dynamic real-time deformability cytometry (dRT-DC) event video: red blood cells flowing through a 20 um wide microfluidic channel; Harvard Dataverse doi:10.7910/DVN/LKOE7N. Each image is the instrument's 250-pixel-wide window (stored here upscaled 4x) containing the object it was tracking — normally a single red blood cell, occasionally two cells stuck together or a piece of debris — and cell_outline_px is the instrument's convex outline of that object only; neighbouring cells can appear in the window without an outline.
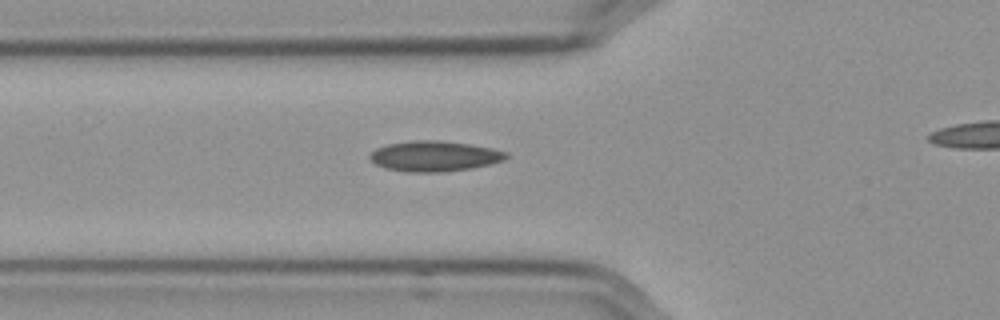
{"species": "Egyptian fruit bat (a non-hibernating species)", "species_latin": "Rousettus aegyptiacus", "temperature_condition": "cold", "stored_images_in_passage": 32, "camera_frame_rate_fps": 3000, "um_per_image_px": 0.085, "frame": {"image": 1, "passage_image": 2, "time_ms": 0.333, "image_size_px": [1000, 320], "cell_outline_px": [[508, 156], [504, 160], [472, 168], [440, 172], [404, 172], [384, 168], [376, 164], [368, 156], [376, 148], [388, 144], [412, 140], [440, 140], [472, 144], [492, 148], [508, 152]], "centroid_in_image_um": [36.92, 13.27], "position_along_channel_um": 88.9, "area_um2": 24.28}}
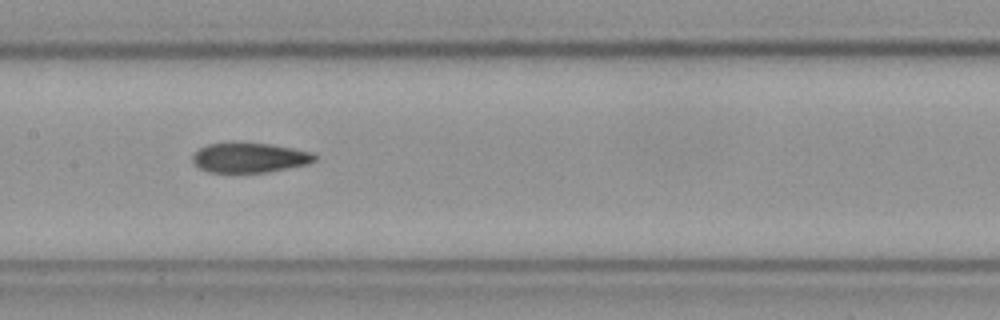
{"frame": {"image": 2, "passage_image": 10, "time_ms": 3.0, "image_size_px": [1000, 320], "cell_outline_px": [[316, 160], [308, 164], [268, 172], [208, 172], [200, 168], [192, 160], [192, 156], [200, 148], [208, 144], [232, 140], [236, 140], [272, 144], [312, 152], [316, 156]], "centroid_in_image_um": [21.2, 13.36], "position_along_channel_um": 186.2, "area_um2": 21.73}}
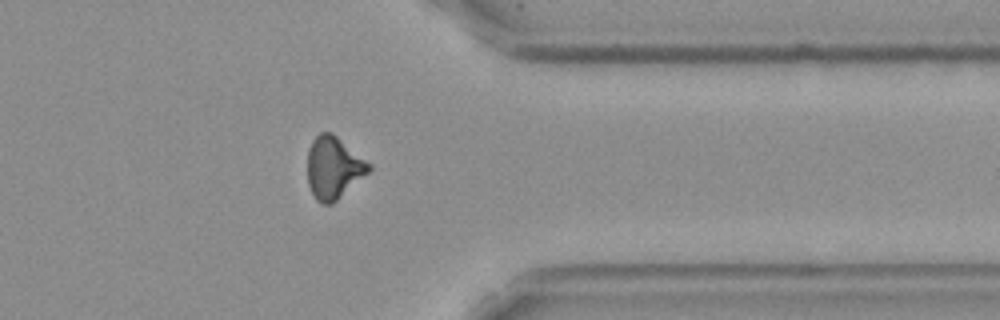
{"frame": {"image": 3, "passage_image": 27, "time_ms": 8.667, "image_size_px": [1000, 320], "cell_outline_px": [[372, 168], [368, 172], [332, 204], [324, 204], [316, 200], [308, 184], [308, 148], [312, 140], [320, 132], [332, 132], [372, 164]], "centroid_in_image_um": [28.35, 14.23], "position_along_channel_um": 383.1, "area_um2": 22.14}}